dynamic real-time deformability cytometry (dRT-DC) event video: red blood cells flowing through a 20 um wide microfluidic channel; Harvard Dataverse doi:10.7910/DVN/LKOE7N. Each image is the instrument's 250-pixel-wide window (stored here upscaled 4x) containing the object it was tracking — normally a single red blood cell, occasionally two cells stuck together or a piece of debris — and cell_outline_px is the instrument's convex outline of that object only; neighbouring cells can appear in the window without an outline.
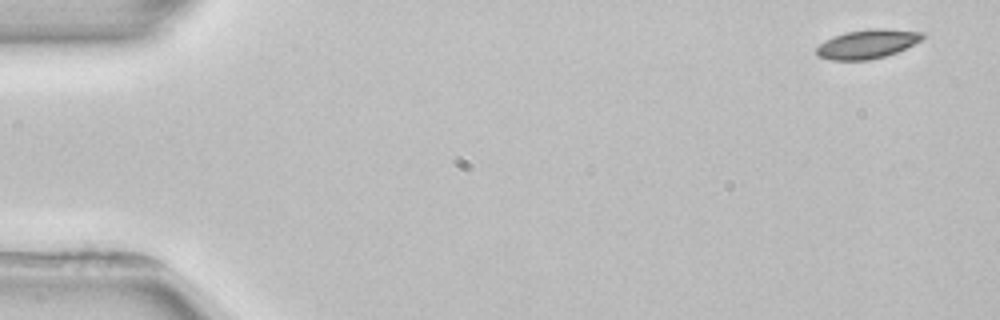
{"species": "common noctule bat (a hibernating species)", "species_latin": "Nyctalus noctula", "temperature_condition": "room temperature", "stored_images_in_passage": 5, "segment_of_instrument_passage": [1, 2], "camera_frame_rate_fps": 3000, "um_per_image_px": 0.085, "animal": {"sex": "female", "body_mass_g": 22.7, "forearm_length_mm": 54.2}, "frame": {"image": 1, "passage_image": 1, "time_ms": 0.0, "image_size_px": [1000, 320], "cell_outline_px": [[924, 36], [920, 40], [896, 52], [884, 56], [868, 60], [832, 60], [820, 56], [816, 52], [816, 48], [820, 44], [836, 36], [848, 32], [872, 28], [884, 28], [924, 32]], "centroid_in_image_um": [73.74, 3.73], "position_along_channel_um": 11.3, "area_um2": 17.46}}
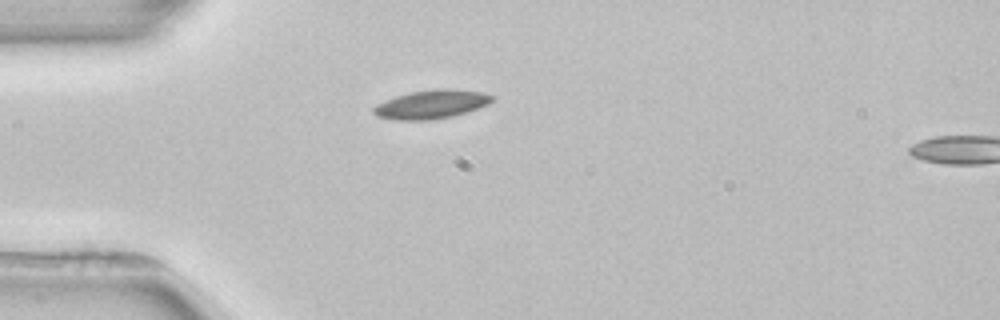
{"frame": {"image": 2, "passage_image": 4, "time_ms": 4.0, "image_size_px": [1000, 320], "cell_outline_px": [[492, 100], [488, 104], [468, 112], [452, 116], [432, 120], [392, 120], [376, 116], [372, 112], [372, 108], [376, 104], [396, 96], [412, 92], [436, 88], [452, 88], [484, 92], [492, 96]], "centroid_in_image_um": [36.65, 8.87], "position_along_channel_um": 48.4, "area_um2": 20.0}}